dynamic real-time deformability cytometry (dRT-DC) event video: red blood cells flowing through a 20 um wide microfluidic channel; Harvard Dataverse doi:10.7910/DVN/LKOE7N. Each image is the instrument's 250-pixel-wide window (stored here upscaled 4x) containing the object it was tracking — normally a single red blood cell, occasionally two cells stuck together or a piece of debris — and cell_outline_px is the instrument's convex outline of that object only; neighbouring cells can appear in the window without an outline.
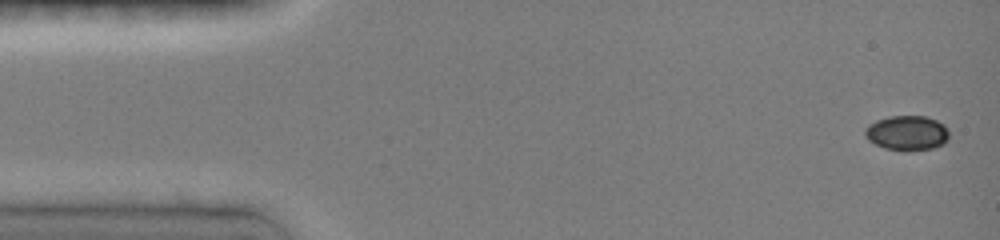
{"species": "common noctule bat (a hibernating species)", "species_latin": "Nyctalus noctula", "temperature_condition": "room temperature", "stored_images_in_passage": 23, "camera_frame_rate_fps": 3000, "um_per_image_px": 0.085, "animal": {"sex": "female", "body_mass_g": 19.0, "forearm_length_mm": 51.5}, "frame": {"image": 1, "passage_image": 1, "time_ms": 0.0, "image_size_px": [1000, 240], "cell_outline_px": [[948, 136], [944, 144], [932, 148], [884, 148], [868, 140], [864, 132], [876, 120], [888, 116], [928, 116], [944, 124], [948, 132]], "centroid_in_image_um": [77.12, 11.25], "position_along_channel_um": 7.9, "area_um2": 16.36}}
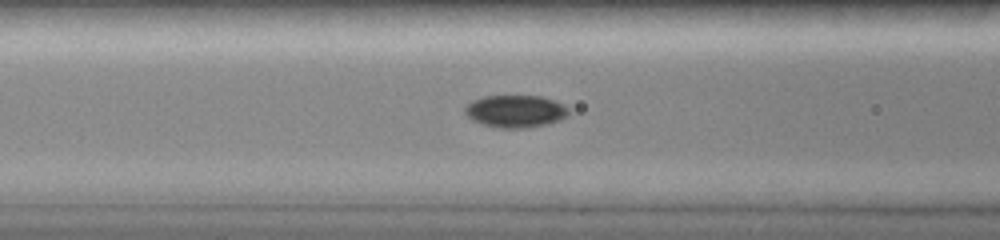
{"frame": {"image": 2, "passage_image": 10, "time_ms": 5.667, "image_size_px": [1000, 240], "cell_outline_px": [[568, 116], [560, 120], [548, 124], [528, 128], [500, 128], [484, 124], [472, 120], [464, 112], [464, 108], [472, 100], [480, 96], [540, 96], [552, 100], [568, 108]], "centroid_in_image_um": [43.79, 9.46], "position_along_channel_um": 122.8, "area_um2": 19.54}}
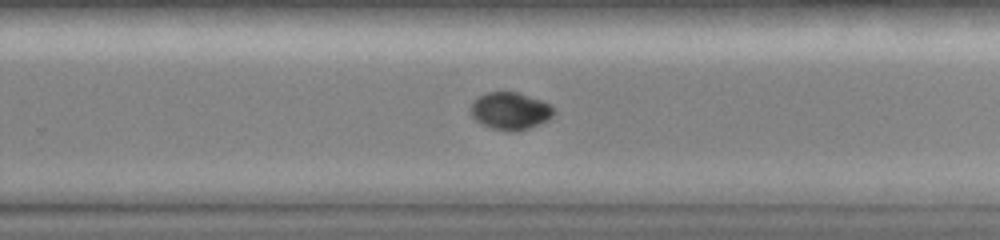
{"frame": {"image": 3, "passage_image": 22, "time_ms": 9.667, "image_size_px": [1000, 240], "cell_outline_px": [[556, 112], [548, 120], [540, 124], [516, 132], [512, 132], [492, 128], [476, 120], [472, 116], [472, 104], [480, 96], [488, 92], [516, 92], [540, 100], [548, 104]], "centroid_in_image_um": [43.4, 9.44], "position_along_channel_um": 286.4, "area_um2": 17.69}}